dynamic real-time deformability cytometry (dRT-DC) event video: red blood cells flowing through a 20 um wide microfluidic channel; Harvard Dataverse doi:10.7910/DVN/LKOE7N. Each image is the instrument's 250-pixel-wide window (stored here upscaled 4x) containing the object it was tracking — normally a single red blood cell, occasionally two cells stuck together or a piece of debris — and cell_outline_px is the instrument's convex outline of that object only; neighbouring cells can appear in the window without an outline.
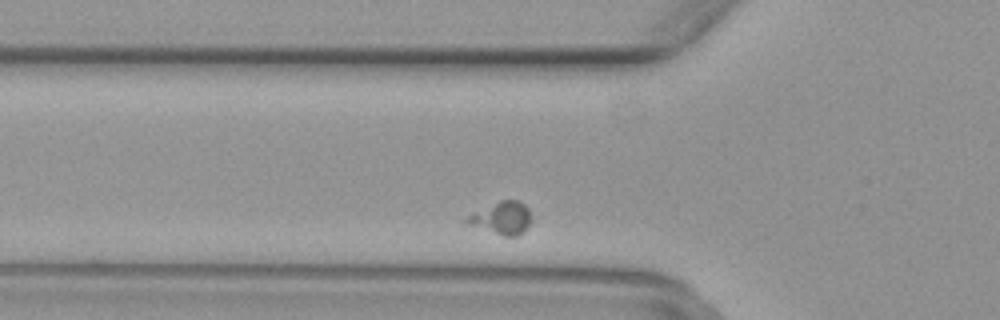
{"species": "common noctule bat (a hibernating species)", "species_latin": "Nyctalus noctula", "temperature_condition": "warm", "stored_images_in_passage": 29, "camera_frame_rate_fps": 3000, "um_per_image_px": 0.085, "animal": {"sex": "female", "body_mass_g": 29.2, "forearm_length_mm": 56.3}, "frame": {"image": 1, "passage_image": 3, "time_ms": 0.667, "image_size_px": [1000, 320], "cell_outline_px": [[528, 224], [516, 236], [504, 236], [468, 224], [464, 220], [468, 216], [500, 200], [520, 200], [528, 208]], "centroid_in_image_um": [42.63, 18.52], "position_along_channel_um": 83.2, "area_um2": 11.56}}
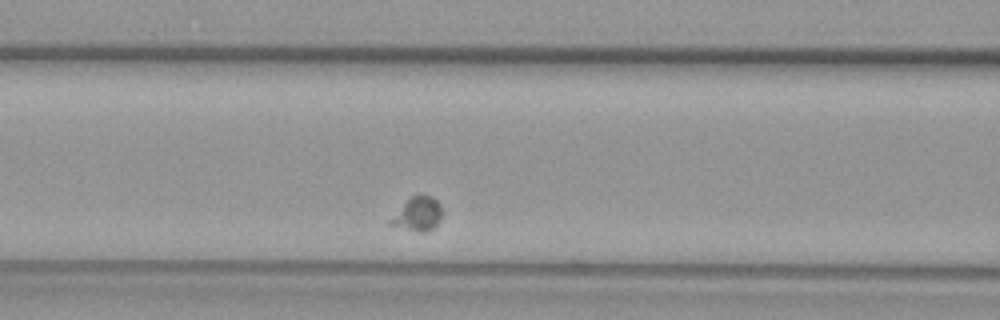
{"frame": {"image": 2, "passage_image": 7, "time_ms": 2.0, "image_size_px": [1000, 320], "cell_outline_px": [[444, 212], [440, 220], [432, 228], [424, 232], [420, 232], [388, 224], [388, 220], [412, 196], [420, 192], [432, 196], [440, 204]], "centroid_in_image_um": [35.54, 18.16], "position_along_channel_um": 131.1, "area_um2": 10.23}}
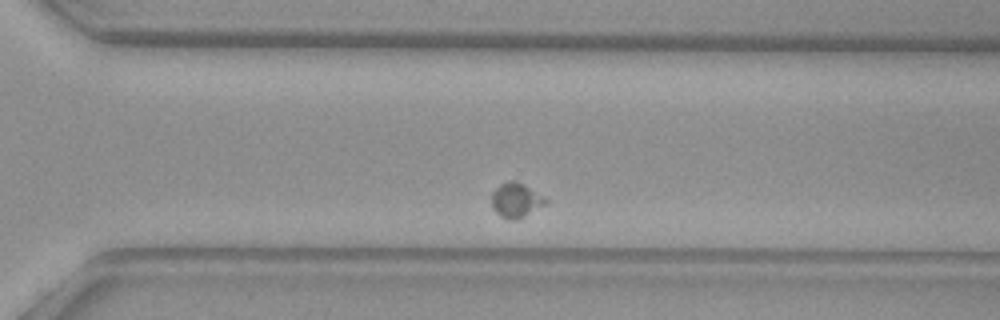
{"frame": {"image": 3, "passage_image": 23, "time_ms": 7.333, "image_size_px": [1000, 320], "cell_outline_px": [[548, 204], [516, 220], [512, 220], [500, 216], [492, 208], [492, 192], [500, 184], [508, 180], [516, 180], [524, 184], [544, 196], [548, 200]], "centroid_in_image_um": [43.88, 17.0], "position_along_channel_um": 326.7, "area_um2": 11.04}}